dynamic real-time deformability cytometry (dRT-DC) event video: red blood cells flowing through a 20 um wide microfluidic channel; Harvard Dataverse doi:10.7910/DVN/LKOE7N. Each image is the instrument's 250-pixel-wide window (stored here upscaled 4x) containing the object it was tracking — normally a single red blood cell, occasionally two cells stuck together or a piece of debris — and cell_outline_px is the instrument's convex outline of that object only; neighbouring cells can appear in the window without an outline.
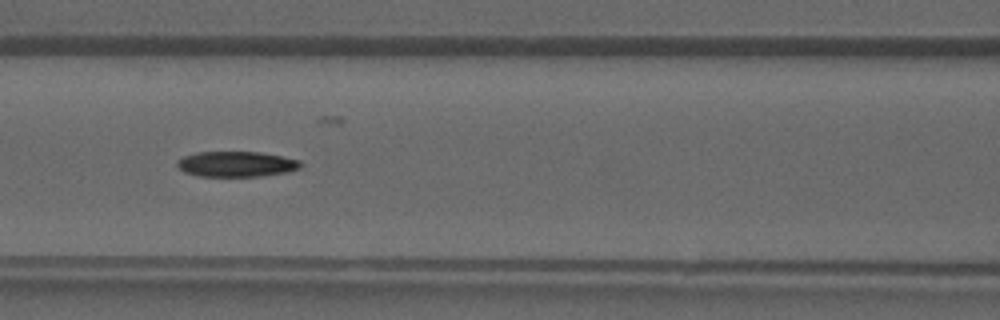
{"species": "common noctule bat (a hibernating species)", "species_latin": "Nyctalus noctula", "temperature_condition": "warm", "stored_images_in_passage": 41, "camera_frame_rate_fps": 3000, "um_per_image_px": 0.085, "animal": {"sex": "male", "forearm_length_mm": 52.5}, "frame": {"image": 1, "passage_image": 18, "time_ms": 5.667, "image_size_px": [1000, 320], "cell_outline_px": [[304, 164], [300, 168], [288, 172], [260, 176], [196, 176], [184, 172], [176, 164], [176, 160], [184, 156], [196, 152], [260, 152], [300, 160]], "centroid_in_image_um": [20.09, 13.95], "position_along_channel_um": 146.5, "area_um2": 18.38}}
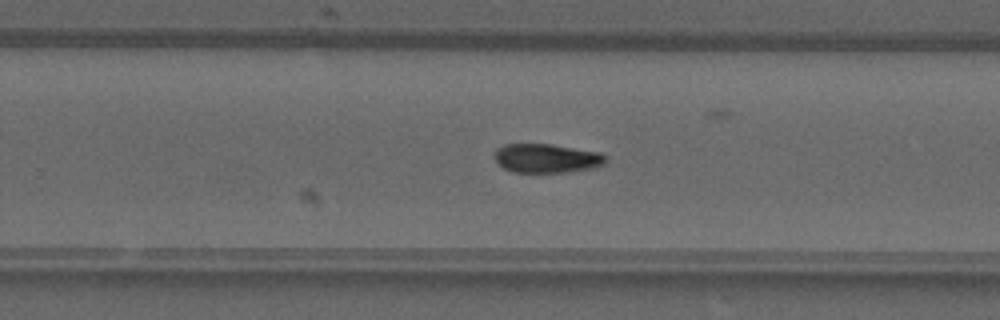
{"frame": {"image": 2, "passage_image": 26, "time_ms": 8.333, "image_size_px": [1000, 320], "cell_outline_px": [[608, 156], [604, 164], [592, 168], [564, 172], [512, 172], [504, 168], [492, 156], [496, 148], [504, 144], [552, 144], [600, 152]], "centroid_in_image_um": [46.45, 13.44], "position_along_channel_um": 283.3, "area_um2": 18.9}}
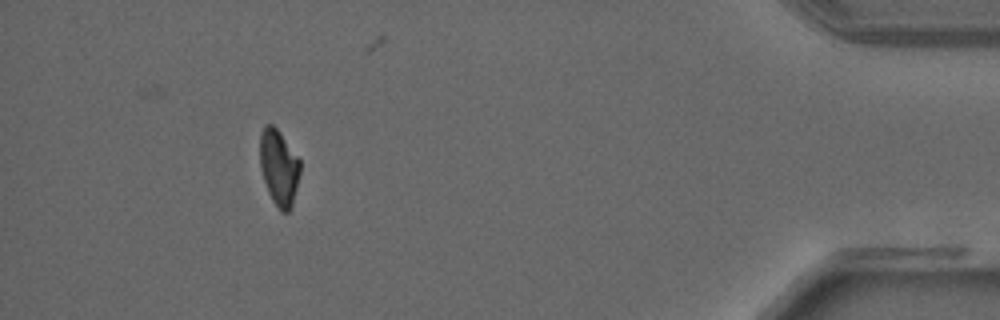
{"frame": {"image": 3, "passage_image": 37, "time_ms": 12.0, "image_size_px": [1000, 320], "cell_outline_px": [[300, 172], [292, 208], [288, 212], [280, 212], [272, 200], [268, 192], [264, 180], [260, 164], [260, 132], [264, 124], [272, 124], [280, 132], [300, 160]], "centroid_in_image_um": [23.71, 14.24], "position_along_channel_um": 411.5, "area_um2": 17.86}}